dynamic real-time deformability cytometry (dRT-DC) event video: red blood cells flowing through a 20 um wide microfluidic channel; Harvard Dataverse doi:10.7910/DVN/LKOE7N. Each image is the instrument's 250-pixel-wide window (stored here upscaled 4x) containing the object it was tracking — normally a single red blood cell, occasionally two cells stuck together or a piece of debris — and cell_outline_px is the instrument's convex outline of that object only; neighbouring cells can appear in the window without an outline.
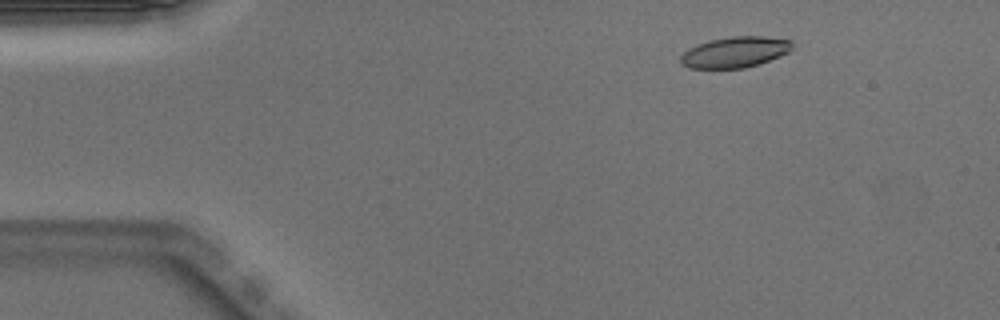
{"species": "Egyptian fruit bat (a non-hibernating species)", "species_latin": "Rousettus aegyptiacus", "temperature_condition": "warm", "stored_images_in_passage": 50, "camera_frame_rate_fps": 3000, "um_per_image_px": 0.085, "animal": {"sex": "male"}, "frame": {"image": 1, "passage_image": 7, "time_ms": 2.0, "image_size_px": [1000, 320], "cell_outline_px": [[792, 48], [788, 52], [780, 56], [744, 68], [688, 68], [680, 64], [680, 56], [688, 48], [696, 44], [712, 40], [732, 36], [764, 36], [792, 40]], "centroid_in_image_um": [62.44, 4.43], "position_along_channel_um": 22.6, "area_um2": 20.0}}
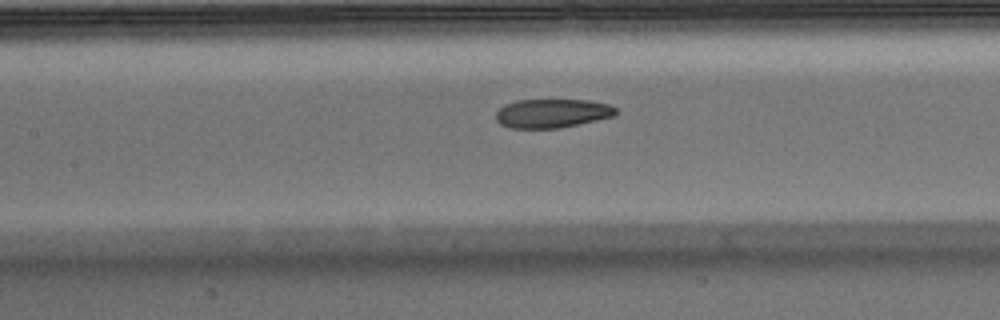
{"frame": {"image": 2, "passage_image": 23, "time_ms": 7.333, "image_size_px": [1000, 320], "cell_outline_px": [[620, 112], [616, 116], [560, 128], [512, 128], [500, 124], [496, 120], [496, 112], [504, 104], [516, 100], [588, 100], [608, 104], [616, 108]], "centroid_in_image_um": [46.96, 9.63], "position_along_channel_um": 160.4, "area_um2": 20.35}}
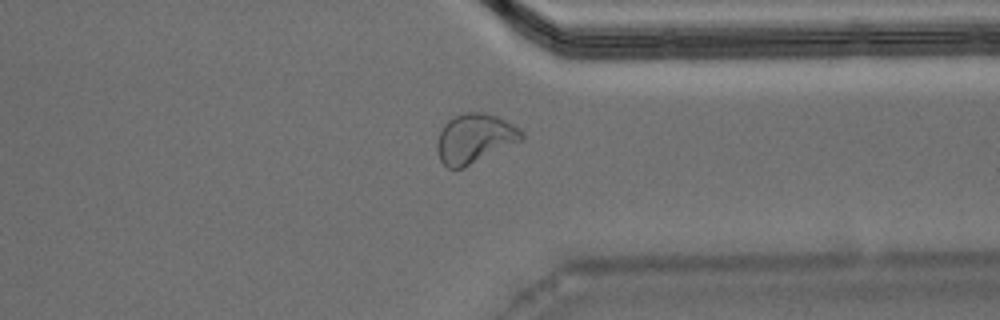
{"frame": {"image": 3, "passage_image": 39, "time_ms": 12.667, "image_size_px": [1000, 320], "cell_outline_px": [[524, 140], [464, 168], [448, 168], [440, 160], [436, 152], [436, 140], [444, 124], [448, 120], [464, 112], [484, 112], [496, 116], [520, 128], [524, 132]], "centroid_in_image_um": [40.35, 11.78], "position_along_channel_um": 371.0, "area_um2": 24.62}, "authors_computed_cell_mechanics": {"area_um2": 21.3282, "velocity_mm_per_s": 3.9876, "shape_relaxation_time_tau1_ms": null, "shape_relaxation_time_tau2_ms": 2.2517, "deformation_change_tau1": null, "deformation_change_tau2": 0.0862}}